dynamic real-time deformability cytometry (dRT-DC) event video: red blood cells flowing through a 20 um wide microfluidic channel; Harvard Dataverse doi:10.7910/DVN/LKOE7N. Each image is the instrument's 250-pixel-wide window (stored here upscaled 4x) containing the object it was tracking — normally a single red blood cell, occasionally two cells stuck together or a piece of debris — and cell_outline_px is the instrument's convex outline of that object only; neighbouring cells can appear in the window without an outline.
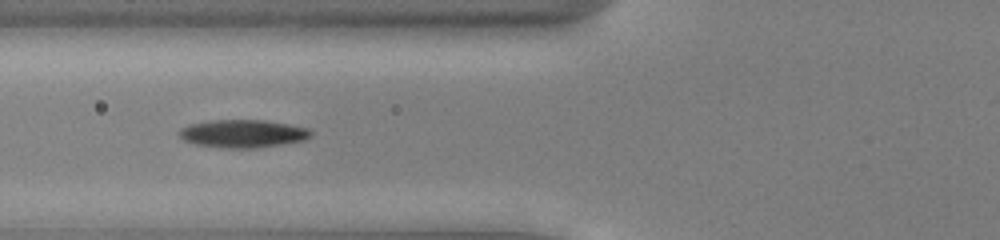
{"species": "common noctule bat (a hibernating species)", "species_latin": "Nyctalus noctula", "temperature_condition": "cold", "stored_images_in_passage": 37, "camera_frame_rate_fps": 3000, "um_per_image_px": 0.085, "animal": {"sex": "male", "body_mass_g": 13.0, "forearm_length_mm": 53.1}, "frame": {"image": 1, "passage_image": 5, "time_ms": 1.333, "image_size_px": [1000, 240], "cell_outline_px": [[312, 136], [304, 140], [256, 148], [220, 148], [196, 144], [184, 140], [176, 132], [180, 128], [188, 124], [212, 120], [264, 120], [288, 124], [308, 128], [312, 132]], "centroid_in_image_um": [20.61, 11.35], "position_along_channel_um": 105.2, "area_um2": 21.5}}
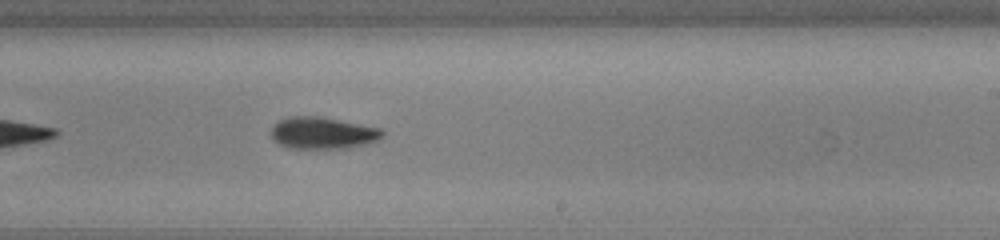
{"frame": {"image": 2, "passage_image": 17, "time_ms": 5.333, "image_size_px": [1000, 240], "cell_outline_px": [[384, 136], [380, 140], [368, 144], [348, 148], [288, 148], [276, 144], [272, 140], [272, 128], [280, 120], [292, 116], [320, 116], [380, 128], [384, 132]], "centroid_in_image_um": [27.45, 11.32], "position_along_channel_um": 261.5, "area_um2": 20.81}}
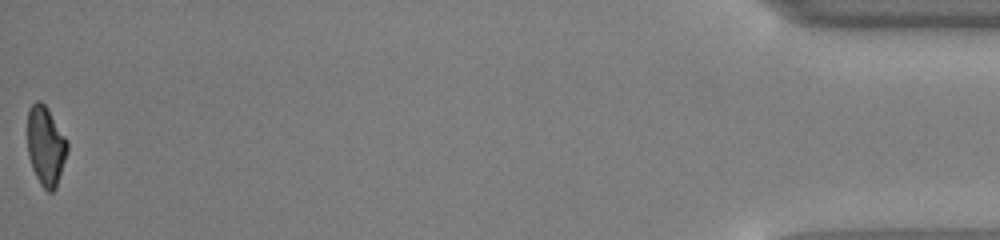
{"frame": {"image": 3, "passage_image": 37, "time_ms": 12.0, "image_size_px": [1000, 240], "cell_outline_px": [[68, 148], [56, 188], [52, 192], [48, 192], [40, 184], [32, 168], [28, 156], [28, 108], [36, 100], [40, 100], [48, 108], [68, 140]], "centroid_in_image_um": [3.89, 12.38], "position_along_channel_um": 431.3, "area_um2": 18.5}, "authors_computed_cell_mechanics": {"area_um2": 20.3456, "velocity_mm_per_s": 3.9149, "shape_relaxation_time_tau1_ms": 2.9578, "shape_relaxation_time_tau2_ms": null, "deformation_change_tau1": 0.1451, "deformation_change_tau2": null}}